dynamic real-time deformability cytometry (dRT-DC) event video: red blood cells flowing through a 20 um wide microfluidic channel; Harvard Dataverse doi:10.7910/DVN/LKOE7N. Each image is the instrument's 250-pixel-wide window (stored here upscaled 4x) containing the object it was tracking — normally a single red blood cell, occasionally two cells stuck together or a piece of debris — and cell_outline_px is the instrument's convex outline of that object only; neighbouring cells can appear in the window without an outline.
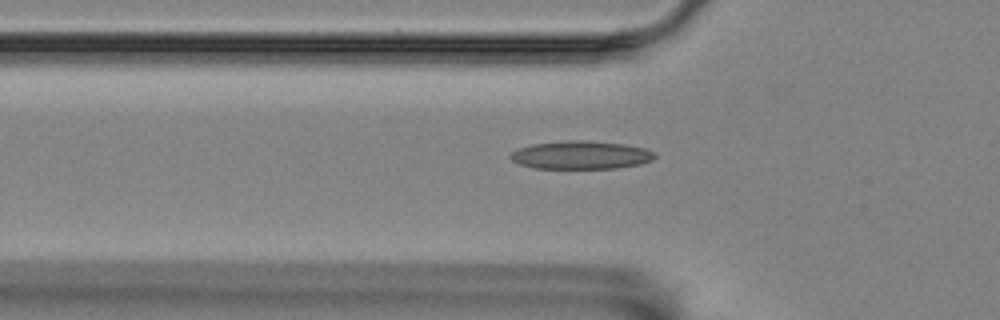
{"species": "Egyptian fruit bat (a non-hibernating species)", "species_latin": "Rousettus aegyptiacus", "temperature_condition": "room temperature", "stored_images_in_passage": 45, "camera_frame_rate_fps": 3000, "um_per_image_px": 0.085, "animal": {"sex": "female"}, "frame": {"image": 1, "passage_image": 12, "time_ms": 3.667, "image_size_px": [1000, 320], "cell_outline_px": [[656, 156], [652, 160], [640, 164], [616, 168], [532, 168], [520, 164], [512, 160], [508, 156], [516, 148], [532, 144], [568, 140], [588, 140], [624, 144], [644, 148], [656, 152]], "centroid_in_image_um": [49.37, 13.17], "position_along_channel_um": 76.4, "area_um2": 23.81}}
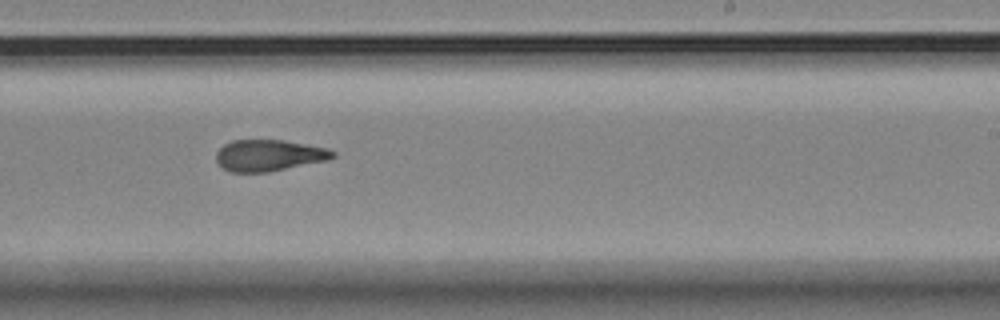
{"frame": {"image": 2, "passage_image": 28, "time_ms": 9.0, "image_size_px": [1000, 320], "cell_outline_px": [[336, 156], [328, 160], [268, 172], [232, 172], [224, 168], [216, 160], [216, 152], [224, 144], [232, 140], [284, 140], [328, 148], [336, 152]], "centroid_in_image_um": [22.88, 13.2], "position_along_channel_um": 266.1, "area_um2": 21.33}}
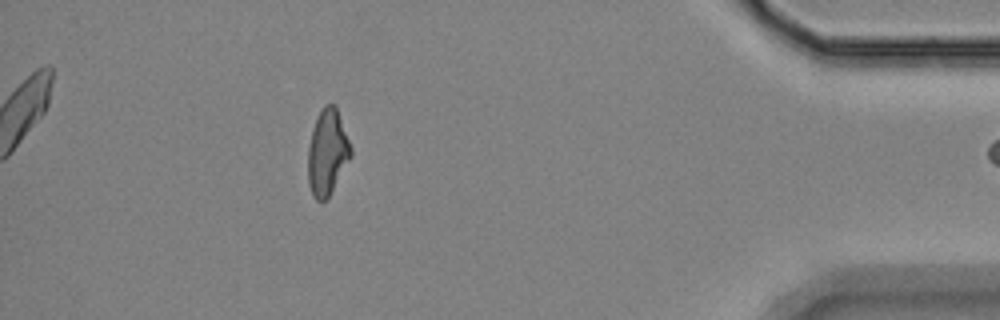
{"frame": {"image": 3, "passage_image": 44, "time_ms": 14.333, "image_size_px": [1000, 320], "cell_outline_px": [[352, 156], [328, 196], [320, 204], [312, 196], [308, 184], [308, 148], [312, 128], [324, 104], [336, 104], [352, 148]], "centroid_in_image_um": [27.82, 12.94], "position_along_channel_um": 407.4, "area_um2": 21.5}}